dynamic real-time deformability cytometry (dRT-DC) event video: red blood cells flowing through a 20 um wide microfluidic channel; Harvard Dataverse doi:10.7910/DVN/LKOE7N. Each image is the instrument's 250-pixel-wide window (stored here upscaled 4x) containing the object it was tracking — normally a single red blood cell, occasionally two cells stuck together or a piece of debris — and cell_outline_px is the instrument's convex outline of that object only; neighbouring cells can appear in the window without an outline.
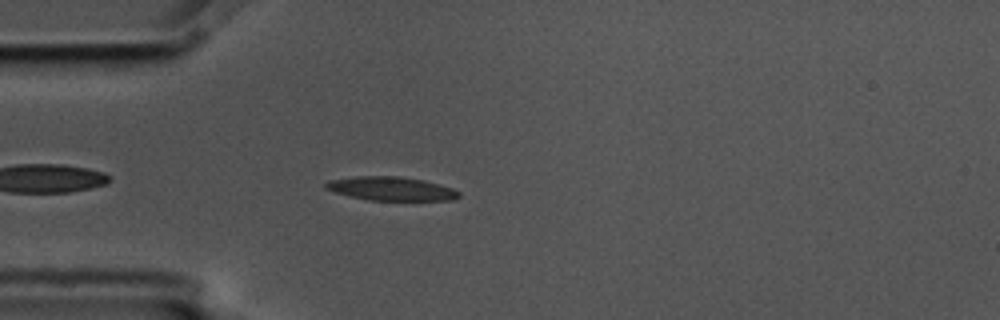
{"species": "common noctule bat (a hibernating species)", "species_latin": "Nyctalus noctula", "temperature_condition": "cold", "stored_images_in_passage": 4, "camera_frame_rate_fps": 3000, "um_per_image_px": 0.085, "animal": {"sex": "male", "body_mass_g": 17.5, "forearm_length_mm": 52.3}, "frame": {"image": 1, "passage_image": 4, "time_ms": 1.0, "image_size_px": [1000, 320], "cell_outline_px": [[460, 196], [452, 200], [368, 200], [336, 192], [324, 188], [324, 184], [328, 180], [360, 176], [400, 176], [424, 180], [440, 184], [452, 188], [460, 192]], "centroid_in_image_um": [33.27, 16.03], "position_along_channel_um": 51.7, "area_um2": 18.32}}